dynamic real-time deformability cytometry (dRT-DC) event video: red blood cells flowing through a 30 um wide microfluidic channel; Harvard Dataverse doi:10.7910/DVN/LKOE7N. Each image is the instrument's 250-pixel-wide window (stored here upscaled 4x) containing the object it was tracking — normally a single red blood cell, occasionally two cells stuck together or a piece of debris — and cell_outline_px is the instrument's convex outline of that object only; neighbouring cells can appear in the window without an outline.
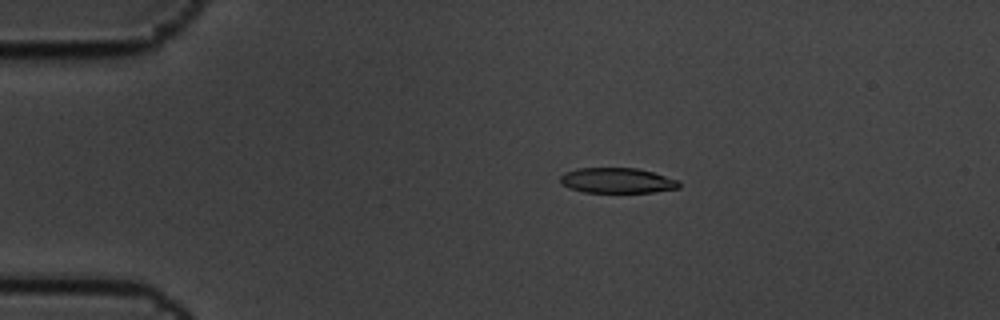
{"species": "common noctule bat (a hibernating species)", "species_latin": "Nyctalus noctula", "temperature_condition": "cold", "stored_images_in_passage": 6, "camera_frame_rate_fps": 3000, "um_per_image_px": 0.085, "animal": {"sex": "male", "body_mass_g": 19.5, "forearm_length_mm": 54.6}, "frame": {"image": 1, "passage_image": 4, "time_ms": 1.0, "image_size_px": [1000, 320], "cell_outline_px": [[680, 188], [652, 192], [584, 192], [568, 188], [560, 184], [560, 176], [564, 172], [576, 168], [636, 168], [652, 172], [680, 180]], "centroid_in_image_um": [52.43, 15.34], "position_along_channel_um": 32.6, "area_um2": 17.63}}
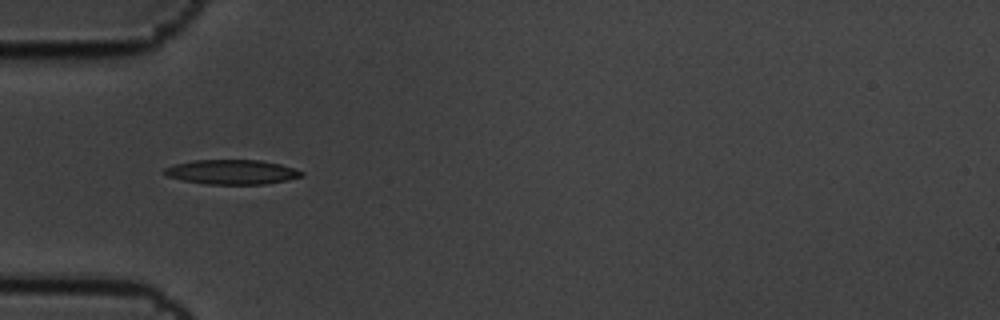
{"frame": {"image": 2, "passage_image": 6, "time_ms": 1.667, "image_size_px": [1000, 320], "cell_outline_px": [[304, 176], [268, 184], [204, 184], [184, 180], [168, 176], [164, 172], [164, 168], [176, 164], [192, 160], [260, 160], [280, 164], [304, 172]], "centroid_in_image_um": [19.73, 14.62], "position_along_channel_um": 65.3, "area_um2": 19.54}}